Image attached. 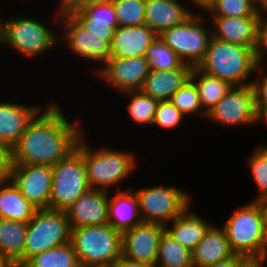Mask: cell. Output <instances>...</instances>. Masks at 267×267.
Listing matches in <instances>:
<instances>
[{"instance_id": "f6af8a7d", "label": "cell", "mask_w": 267, "mask_h": 267, "mask_svg": "<svg viewBox=\"0 0 267 267\" xmlns=\"http://www.w3.org/2000/svg\"><path fill=\"white\" fill-rule=\"evenodd\" d=\"M246 261V259L240 255H234L225 260L216 262L212 265L206 267H241V265Z\"/></svg>"}, {"instance_id": "ba28073f", "label": "cell", "mask_w": 267, "mask_h": 267, "mask_svg": "<svg viewBox=\"0 0 267 267\" xmlns=\"http://www.w3.org/2000/svg\"><path fill=\"white\" fill-rule=\"evenodd\" d=\"M143 222L166 225L193 204L192 194L176 185H149L133 189Z\"/></svg>"}, {"instance_id": "5bb4252c", "label": "cell", "mask_w": 267, "mask_h": 267, "mask_svg": "<svg viewBox=\"0 0 267 267\" xmlns=\"http://www.w3.org/2000/svg\"><path fill=\"white\" fill-rule=\"evenodd\" d=\"M53 169L51 165L12 164L10 179L37 209H49Z\"/></svg>"}, {"instance_id": "9c48e42d", "label": "cell", "mask_w": 267, "mask_h": 267, "mask_svg": "<svg viewBox=\"0 0 267 267\" xmlns=\"http://www.w3.org/2000/svg\"><path fill=\"white\" fill-rule=\"evenodd\" d=\"M158 37L185 64L197 67L205 56L212 37V29L205 14L193 13L183 23L164 30Z\"/></svg>"}, {"instance_id": "4316f807", "label": "cell", "mask_w": 267, "mask_h": 267, "mask_svg": "<svg viewBox=\"0 0 267 267\" xmlns=\"http://www.w3.org/2000/svg\"><path fill=\"white\" fill-rule=\"evenodd\" d=\"M26 234L27 222L0 218V255L14 264L23 255Z\"/></svg>"}, {"instance_id": "bcb514c9", "label": "cell", "mask_w": 267, "mask_h": 267, "mask_svg": "<svg viewBox=\"0 0 267 267\" xmlns=\"http://www.w3.org/2000/svg\"><path fill=\"white\" fill-rule=\"evenodd\" d=\"M266 260L262 259V260H246L241 267H264Z\"/></svg>"}, {"instance_id": "f907efd6", "label": "cell", "mask_w": 267, "mask_h": 267, "mask_svg": "<svg viewBox=\"0 0 267 267\" xmlns=\"http://www.w3.org/2000/svg\"><path fill=\"white\" fill-rule=\"evenodd\" d=\"M265 124V126H267V112H263L260 116H259V126L261 124Z\"/></svg>"}, {"instance_id": "8992f818", "label": "cell", "mask_w": 267, "mask_h": 267, "mask_svg": "<svg viewBox=\"0 0 267 267\" xmlns=\"http://www.w3.org/2000/svg\"><path fill=\"white\" fill-rule=\"evenodd\" d=\"M81 266L112 267L122 255V233L107 224L71 229V241Z\"/></svg>"}, {"instance_id": "f5cc1de1", "label": "cell", "mask_w": 267, "mask_h": 267, "mask_svg": "<svg viewBox=\"0 0 267 267\" xmlns=\"http://www.w3.org/2000/svg\"><path fill=\"white\" fill-rule=\"evenodd\" d=\"M100 1L112 2L113 0H90V2H100Z\"/></svg>"}, {"instance_id": "9a60e30c", "label": "cell", "mask_w": 267, "mask_h": 267, "mask_svg": "<svg viewBox=\"0 0 267 267\" xmlns=\"http://www.w3.org/2000/svg\"><path fill=\"white\" fill-rule=\"evenodd\" d=\"M165 225L142 222L122 232V255L136 261L156 264Z\"/></svg>"}, {"instance_id": "836d02e7", "label": "cell", "mask_w": 267, "mask_h": 267, "mask_svg": "<svg viewBox=\"0 0 267 267\" xmlns=\"http://www.w3.org/2000/svg\"><path fill=\"white\" fill-rule=\"evenodd\" d=\"M259 10L249 0H217L204 14L206 17L260 16Z\"/></svg>"}, {"instance_id": "b9f144b4", "label": "cell", "mask_w": 267, "mask_h": 267, "mask_svg": "<svg viewBox=\"0 0 267 267\" xmlns=\"http://www.w3.org/2000/svg\"><path fill=\"white\" fill-rule=\"evenodd\" d=\"M12 168L11 149L0 144V184L10 180Z\"/></svg>"}, {"instance_id": "ffe728a7", "label": "cell", "mask_w": 267, "mask_h": 267, "mask_svg": "<svg viewBox=\"0 0 267 267\" xmlns=\"http://www.w3.org/2000/svg\"><path fill=\"white\" fill-rule=\"evenodd\" d=\"M187 2V0H146L145 24L160 35L164 30L183 23L193 14Z\"/></svg>"}, {"instance_id": "f1b7e54d", "label": "cell", "mask_w": 267, "mask_h": 267, "mask_svg": "<svg viewBox=\"0 0 267 267\" xmlns=\"http://www.w3.org/2000/svg\"><path fill=\"white\" fill-rule=\"evenodd\" d=\"M79 265L77 254L69 242L32 256L21 267H78Z\"/></svg>"}, {"instance_id": "8fae6325", "label": "cell", "mask_w": 267, "mask_h": 267, "mask_svg": "<svg viewBox=\"0 0 267 267\" xmlns=\"http://www.w3.org/2000/svg\"><path fill=\"white\" fill-rule=\"evenodd\" d=\"M223 127H250L259 125L251 84L232 86L226 95L207 113L206 119Z\"/></svg>"}, {"instance_id": "3957f363", "label": "cell", "mask_w": 267, "mask_h": 267, "mask_svg": "<svg viewBox=\"0 0 267 267\" xmlns=\"http://www.w3.org/2000/svg\"><path fill=\"white\" fill-rule=\"evenodd\" d=\"M259 66L256 51L251 47L211 37L205 56L197 68L232 86H243L252 83Z\"/></svg>"}, {"instance_id": "ab89813d", "label": "cell", "mask_w": 267, "mask_h": 267, "mask_svg": "<svg viewBox=\"0 0 267 267\" xmlns=\"http://www.w3.org/2000/svg\"><path fill=\"white\" fill-rule=\"evenodd\" d=\"M256 57L260 65L267 63V10L260 13ZM266 61V62H265Z\"/></svg>"}, {"instance_id": "603a6c76", "label": "cell", "mask_w": 267, "mask_h": 267, "mask_svg": "<svg viewBox=\"0 0 267 267\" xmlns=\"http://www.w3.org/2000/svg\"><path fill=\"white\" fill-rule=\"evenodd\" d=\"M191 253L193 267H206L235 255L225 230L215 224L208 229Z\"/></svg>"}, {"instance_id": "d4e9b609", "label": "cell", "mask_w": 267, "mask_h": 267, "mask_svg": "<svg viewBox=\"0 0 267 267\" xmlns=\"http://www.w3.org/2000/svg\"><path fill=\"white\" fill-rule=\"evenodd\" d=\"M37 209L10 179L0 184V218L28 222Z\"/></svg>"}, {"instance_id": "4fadbf2b", "label": "cell", "mask_w": 267, "mask_h": 267, "mask_svg": "<svg viewBox=\"0 0 267 267\" xmlns=\"http://www.w3.org/2000/svg\"><path fill=\"white\" fill-rule=\"evenodd\" d=\"M148 73V60L145 56L108 58L93 77H97L102 84L106 83L105 86L110 90H116V94H121L141 90Z\"/></svg>"}, {"instance_id": "1f68e13d", "label": "cell", "mask_w": 267, "mask_h": 267, "mask_svg": "<svg viewBox=\"0 0 267 267\" xmlns=\"http://www.w3.org/2000/svg\"><path fill=\"white\" fill-rule=\"evenodd\" d=\"M149 70L168 71L180 68L184 62L179 56L158 37L145 54Z\"/></svg>"}, {"instance_id": "60d3db41", "label": "cell", "mask_w": 267, "mask_h": 267, "mask_svg": "<svg viewBox=\"0 0 267 267\" xmlns=\"http://www.w3.org/2000/svg\"><path fill=\"white\" fill-rule=\"evenodd\" d=\"M89 2L90 0H58V5H56L57 8L52 16V18H54L53 20L51 19L53 22L52 25H54L53 27H55V24L57 25V29L55 30L57 32L59 31L58 24L61 16L72 15L74 12L82 10Z\"/></svg>"}, {"instance_id": "52a82bcc", "label": "cell", "mask_w": 267, "mask_h": 267, "mask_svg": "<svg viewBox=\"0 0 267 267\" xmlns=\"http://www.w3.org/2000/svg\"><path fill=\"white\" fill-rule=\"evenodd\" d=\"M71 226L66 211L40 209L27 222L23 255L14 263L21 267L32 256L71 241Z\"/></svg>"}, {"instance_id": "2e32d148", "label": "cell", "mask_w": 267, "mask_h": 267, "mask_svg": "<svg viewBox=\"0 0 267 267\" xmlns=\"http://www.w3.org/2000/svg\"><path fill=\"white\" fill-rule=\"evenodd\" d=\"M0 101V144L12 149L44 105Z\"/></svg>"}, {"instance_id": "83f0119b", "label": "cell", "mask_w": 267, "mask_h": 267, "mask_svg": "<svg viewBox=\"0 0 267 267\" xmlns=\"http://www.w3.org/2000/svg\"><path fill=\"white\" fill-rule=\"evenodd\" d=\"M120 95L125 98L127 97L128 104L126 105L125 110L134 124L152 127L156 107L159 101L153 99L141 90L127 91Z\"/></svg>"}, {"instance_id": "277c9868", "label": "cell", "mask_w": 267, "mask_h": 267, "mask_svg": "<svg viewBox=\"0 0 267 267\" xmlns=\"http://www.w3.org/2000/svg\"><path fill=\"white\" fill-rule=\"evenodd\" d=\"M223 222L231 250L246 260H262L267 255V229L257 200H251L230 213Z\"/></svg>"}, {"instance_id": "cb8c5ba5", "label": "cell", "mask_w": 267, "mask_h": 267, "mask_svg": "<svg viewBox=\"0 0 267 267\" xmlns=\"http://www.w3.org/2000/svg\"><path fill=\"white\" fill-rule=\"evenodd\" d=\"M192 68L184 63L178 69L149 70L141 91L158 101L170 100L171 96L190 79Z\"/></svg>"}, {"instance_id": "7dc6e473", "label": "cell", "mask_w": 267, "mask_h": 267, "mask_svg": "<svg viewBox=\"0 0 267 267\" xmlns=\"http://www.w3.org/2000/svg\"><path fill=\"white\" fill-rule=\"evenodd\" d=\"M259 204L262 207L263 213H264V220H265V227L267 229V196L260 198L258 200Z\"/></svg>"}, {"instance_id": "e575fe53", "label": "cell", "mask_w": 267, "mask_h": 267, "mask_svg": "<svg viewBox=\"0 0 267 267\" xmlns=\"http://www.w3.org/2000/svg\"><path fill=\"white\" fill-rule=\"evenodd\" d=\"M118 26L145 24L146 0H113Z\"/></svg>"}, {"instance_id": "6da1fadb", "label": "cell", "mask_w": 267, "mask_h": 267, "mask_svg": "<svg viewBox=\"0 0 267 267\" xmlns=\"http://www.w3.org/2000/svg\"><path fill=\"white\" fill-rule=\"evenodd\" d=\"M46 105L11 149L12 164L53 166L76 149L85 132L81 118H68L56 101Z\"/></svg>"}, {"instance_id": "7a4b0ae2", "label": "cell", "mask_w": 267, "mask_h": 267, "mask_svg": "<svg viewBox=\"0 0 267 267\" xmlns=\"http://www.w3.org/2000/svg\"><path fill=\"white\" fill-rule=\"evenodd\" d=\"M87 134H82L76 149L83 155L90 188L109 192L114 191L117 186L121 188L122 182H126L132 173L136 174L135 170L140 162L137 156L127 149L120 150L108 146L96 148L91 142H87Z\"/></svg>"}, {"instance_id": "4dcf8cb0", "label": "cell", "mask_w": 267, "mask_h": 267, "mask_svg": "<svg viewBox=\"0 0 267 267\" xmlns=\"http://www.w3.org/2000/svg\"><path fill=\"white\" fill-rule=\"evenodd\" d=\"M170 102L175 105L187 118L192 116L206 119L207 114L203 111L199 94L195 83L187 80L170 98Z\"/></svg>"}, {"instance_id": "f35d334b", "label": "cell", "mask_w": 267, "mask_h": 267, "mask_svg": "<svg viewBox=\"0 0 267 267\" xmlns=\"http://www.w3.org/2000/svg\"><path fill=\"white\" fill-rule=\"evenodd\" d=\"M81 11L94 21L118 22L112 2H89Z\"/></svg>"}, {"instance_id": "5b68a950", "label": "cell", "mask_w": 267, "mask_h": 267, "mask_svg": "<svg viewBox=\"0 0 267 267\" xmlns=\"http://www.w3.org/2000/svg\"><path fill=\"white\" fill-rule=\"evenodd\" d=\"M19 15L3 19L0 49L7 47L12 51L14 49L17 55L21 54L24 59L27 57L28 61L29 58L33 60L34 57H42L53 48L58 49V44H61L60 31L56 33L53 28H49L50 24L38 20L37 17L32 18L28 15L19 17Z\"/></svg>"}, {"instance_id": "e0dca14e", "label": "cell", "mask_w": 267, "mask_h": 267, "mask_svg": "<svg viewBox=\"0 0 267 267\" xmlns=\"http://www.w3.org/2000/svg\"><path fill=\"white\" fill-rule=\"evenodd\" d=\"M207 18L211 22L212 37L256 49L260 16Z\"/></svg>"}, {"instance_id": "681fc988", "label": "cell", "mask_w": 267, "mask_h": 267, "mask_svg": "<svg viewBox=\"0 0 267 267\" xmlns=\"http://www.w3.org/2000/svg\"><path fill=\"white\" fill-rule=\"evenodd\" d=\"M0 267H15V266L7 257L0 255Z\"/></svg>"}, {"instance_id": "44dd1931", "label": "cell", "mask_w": 267, "mask_h": 267, "mask_svg": "<svg viewBox=\"0 0 267 267\" xmlns=\"http://www.w3.org/2000/svg\"><path fill=\"white\" fill-rule=\"evenodd\" d=\"M138 199L132 187L109 192L108 224L121 233L142 223Z\"/></svg>"}, {"instance_id": "c3c4849f", "label": "cell", "mask_w": 267, "mask_h": 267, "mask_svg": "<svg viewBox=\"0 0 267 267\" xmlns=\"http://www.w3.org/2000/svg\"><path fill=\"white\" fill-rule=\"evenodd\" d=\"M253 3L259 10H267V0H249Z\"/></svg>"}, {"instance_id": "7bdbcfd3", "label": "cell", "mask_w": 267, "mask_h": 267, "mask_svg": "<svg viewBox=\"0 0 267 267\" xmlns=\"http://www.w3.org/2000/svg\"><path fill=\"white\" fill-rule=\"evenodd\" d=\"M112 267H158L157 264H150L129 259L123 255L118 258Z\"/></svg>"}, {"instance_id": "ac0fdd59", "label": "cell", "mask_w": 267, "mask_h": 267, "mask_svg": "<svg viewBox=\"0 0 267 267\" xmlns=\"http://www.w3.org/2000/svg\"><path fill=\"white\" fill-rule=\"evenodd\" d=\"M109 191L90 189L67 210L71 228L108 223Z\"/></svg>"}, {"instance_id": "ee69618b", "label": "cell", "mask_w": 267, "mask_h": 267, "mask_svg": "<svg viewBox=\"0 0 267 267\" xmlns=\"http://www.w3.org/2000/svg\"><path fill=\"white\" fill-rule=\"evenodd\" d=\"M217 0H188V5L193 13H206ZM193 6V7H192ZM192 7V8H191ZM196 9V11L194 10Z\"/></svg>"}, {"instance_id": "30bf717a", "label": "cell", "mask_w": 267, "mask_h": 267, "mask_svg": "<svg viewBox=\"0 0 267 267\" xmlns=\"http://www.w3.org/2000/svg\"><path fill=\"white\" fill-rule=\"evenodd\" d=\"M53 177L49 209L66 211L90 190L83 155L75 149L52 166Z\"/></svg>"}, {"instance_id": "d6986e66", "label": "cell", "mask_w": 267, "mask_h": 267, "mask_svg": "<svg viewBox=\"0 0 267 267\" xmlns=\"http://www.w3.org/2000/svg\"><path fill=\"white\" fill-rule=\"evenodd\" d=\"M158 35L146 24L139 26H118L110 43L109 58H130L145 56L147 48Z\"/></svg>"}, {"instance_id": "816d5d0a", "label": "cell", "mask_w": 267, "mask_h": 267, "mask_svg": "<svg viewBox=\"0 0 267 267\" xmlns=\"http://www.w3.org/2000/svg\"><path fill=\"white\" fill-rule=\"evenodd\" d=\"M2 12H0V37L2 35V26H3V15H1Z\"/></svg>"}, {"instance_id": "484cf974", "label": "cell", "mask_w": 267, "mask_h": 267, "mask_svg": "<svg viewBox=\"0 0 267 267\" xmlns=\"http://www.w3.org/2000/svg\"><path fill=\"white\" fill-rule=\"evenodd\" d=\"M190 79L195 83L203 111L207 114L232 87L230 83L193 67Z\"/></svg>"}, {"instance_id": "7c38bea8", "label": "cell", "mask_w": 267, "mask_h": 267, "mask_svg": "<svg viewBox=\"0 0 267 267\" xmlns=\"http://www.w3.org/2000/svg\"><path fill=\"white\" fill-rule=\"evenodd\" d=\"M58 30L59 43L64 42L65 50L72 56L79 57L83 62L93 63V75L110 57V44L105 36H96L82 27L71 15L61 16ZM67 45V46H66ZM97 63L96 66L95 64ZM95 65V66H94Z\"/></svg>"}, {"instance_id": "f546056e", "label": "cell", "mask_w": 267, "mask_h": 267, "mask_svg": "<svg viewBox=\"0 0 267 267\" xmlns=\"http://www.w3.org/2000/svg\"><path fill=\"white\" fill-rule=\"evenodd\" d=\"M191 254L165 230L160 239L156 264L158 267H193Z\"/></svg>"}, {"instance_id": "8d00e7d4", "label": "cell", "mask_w": 267, "mask_h": 267, "mask_svg": "<svg viewBox=\"0 0 267 267\" xmlns=\"http://www.w3.org/2000/svg\"><path fill=\"white\" fill-rule=\"evenodd\" d=\"M82 27L96 36H105V40L110 44L114 35V30L118 27V22H101L89 19L81 10L71 15Z\"/></svg>"}, {"instance_id": "db71d44e", "label": "cell", "mask_w": 267, "mask_h": 267, "mask_svg": "<svg viewBox=\"0 0 267 267\" xmlns=\"http://www.w3.org/2000/svg\"><path fill=\"white\" fill-rule=\"evenodd\" d=\"M260 145H263V146L267 147V143L266 142H265V144L261 142Z\"/></svg>"}, {"instance_id": "d6a6232c", "label": "cell", "mask_w": 267, "mask_h": 267, "mask_svg": "<svg viewBox=\"0 0 267 267\" xmlns=\"http://www.w3.org/2000/svg\"><path fill=\"white\" fill-rule=\"evenodd\" d=\"M247 167L250 171L249 174L252 176L253 184L257 188V195L251 200L258 201L260 198L267 196V147L258 144L251 151V155L249 154Z\"/></svg>"}, {"instance_id": "74e56055", "label": "cell", "mask_w": 267, "mask_h": 267, "mask_svg": "<svg viewBox=\"0 0 267 267\" xmlns=\"http://www.w3.org/2000/svg\"><path fill=\"white\" fill-rule=\"evenodd\" d=\"M266 65H260L252 79V87L254 90L255 107L258 116L263 112H267V69Z\"/></svg>"}, {"instance_id": "d590c367", "label": "cell", "mask_w": 267, "mask_h": 267, "mask_svg": "<svg viewBox=\"0 0 267 267\" xmlns=\"http://www.w3.org/2000/svg\"><path fill=\"white\" fill-rule=\"evenodd\" d=\"M186 117L173 105L170 100L159 101L156 107L155 118L152 127H159L162 130H176L184 122ZM176 128V129H175Z\"/></svg>"}, {"instance_id": "7402d4cb", "label": "cell", "mask_w": 267, "mask_h": 267, "mask_svg": "<svg viewBox=\"0 0 267 267\" xmlns=\"http://www.w3.org/2000/svg\"><path fill=\"white\" fill-rule=\"evenodd\" d=\"M189 205L173 221L165 225V230L180 245L192 251L194 247L203 239L205 233L214 224L194 210Z\"/></svg>"}]
</instances>
